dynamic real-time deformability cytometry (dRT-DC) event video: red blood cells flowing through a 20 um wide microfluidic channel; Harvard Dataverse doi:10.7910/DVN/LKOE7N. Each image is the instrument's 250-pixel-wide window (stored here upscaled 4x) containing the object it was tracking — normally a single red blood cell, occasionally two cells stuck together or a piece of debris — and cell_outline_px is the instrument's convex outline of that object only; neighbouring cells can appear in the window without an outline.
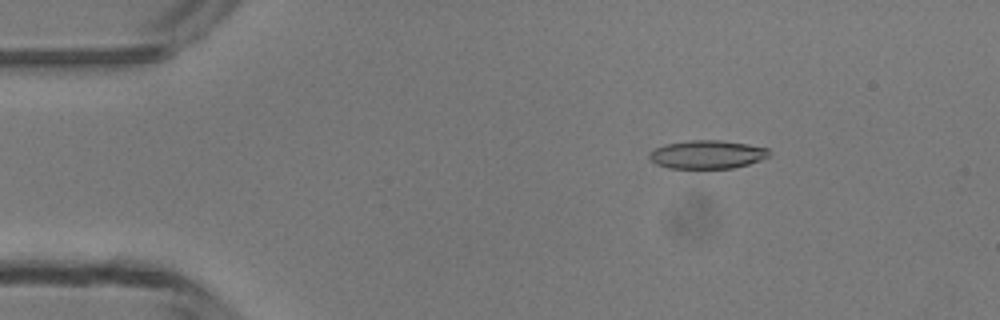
{"species": "common noctule bat (a hibernating species)", "species_latin": "Nyctalus noctula", "temperature_condition": "room temperature", "stored_images_in_passage": 44, "camera_frame_rate_fps": 3000, "um_per_image_px": 0.085, "animal": {"sex": "male", "body_mass_g": 13.3}, "frame": {"image": 1, "passage_image": 3, "time_ms": 0.667, "image_size_px": [1000, 320], "cell_outline_px": [[772, 152], [768, 156], [760, 160], [748, 164], [732, 168], [668, 168], [656, 164], [648, 156], [648, 152], [664, 144], [688, 140], [720, 140], [748, 144], [768, 148]], "centroid_in_image_um": [60.1, 13.12], "position_along_channel_um": 24.9, "area_um2": 19.88}}
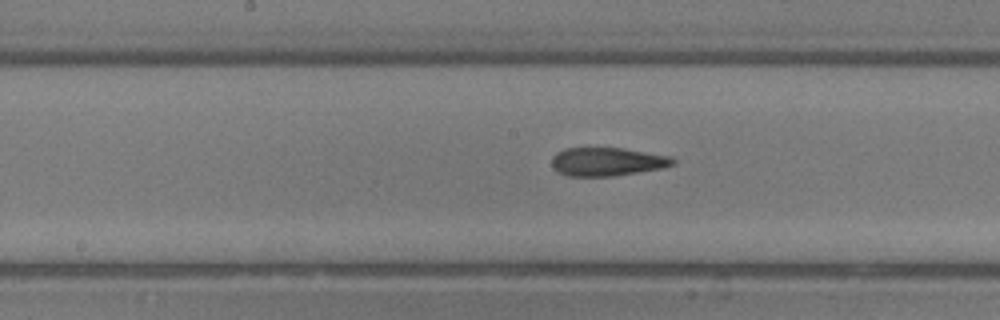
{"frame": {"image": 2, "passage_image": 20, "time_ms": 6.333, "image_size_px": [1000, 320], "cell_outline_px": [[676, 164], [664, 168], [612, 176], [568, 176], [556, 172], [552, 168], [552, 156], [556, 152], [564, 148], [624, 148], [672, 156], [676, 160]], "centroid_in_image_um": [51.62, 13.74], "position_along_channel_um": 196.6, "area_um2": 20.4}}
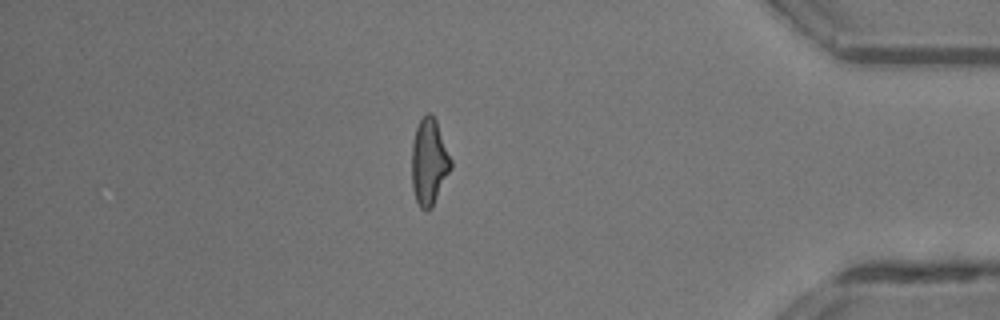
{"frame": {"image": 3, "passage_image": 37, "time_ms": 12.0, "image_size_px": [1000, 320], "cell_outline_px": [[452, 168], [432, 208], [428, 212], [424, 212], [420, 208], [416, 200], [412, 188], [412, 144], [416, 128], [420, 120], [428, 112], [436, 120], [452, 160]], "centroid_in_image_um": [36.48, 13.82], "position_along_channel_um": 398.7, "area_um2": 19.83}, "authors_computed_cell_mechanics": {"area_um2": 20.4323, "velocity_mm_per_s": 4.2485, "shape_relaxation_time_tau1_ms": 7.2649, "shape_relaxation_time_tau2_ms": 2.1131, "deformation_change_tau1": 0.2236, "deformation_change_tau2": 0.1263}}